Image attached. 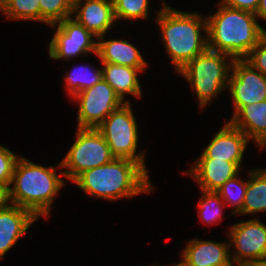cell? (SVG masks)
I'll return each instance as SVG.
<instances>
[{
  "mask_svg": "<svg viewBox=\"0 0 266 266\" xmlns=\"http://www.w3.org/2000/svg\"><path fill=\"white\" fill-rule=\"evenodd\" d=\"M148 176L147 170L139 163L127 158H114L107 164L82 172L73 182L92 197L114 201L152 192Z\"/></svg>",
  "mask_w": 266,
  "mask_h": 266,
  "instance_id": "1",
  "label": "cell"
},
{
  "mask_svg": "<svg viewBox=\"0 0 266 266\" xmlns=\"http://www.w3.org/2000/svg\"><path fill=\"white\" fill-rule=\"evenodd\" d=\"M215 14L207 16L208 49L244 59L266 30L255 13L219 4Z\"/></svg>",
  "mask_w": 266,
  "mask_h": 266,
  "instance_id": "2",
  "label": "cell"
},
{
  "mask_svg": "<svg viewBox=\"0 0 266 266\" xmlns=\"http://www.w3.org/2000/svg\"><path fill=\"white\" fill-rule=\"evenodd\" d=\"M230 244L193 239L188 241L177 266H234Z\"/></svg>",
  "mask_w": 266,
  "mask_h": 266,
  "instance_id": "14",
  "label": "cell"
},
{
  "mask_svg": "<svg viewBox=\"0 0 266 266\" xmlns=\"http://www.w3.org/2000/svg\"><path fill=\"white\" fill-rule=\"evenodd\" d=\"M241 214L266 212V168L251 169Z\"/></svg>",
  "mask_w": 266,
  "mask_h": 266,
  "instance_id": "20",
  "label": "cell"
},
{
  "mask_svg": "<svg viewBox=\"0 0 266 266\" xmlns=\"http://www.w3.org/2000/svg\"><path fill=\"white\" fill-rule=\"evenodd\" d=\"M50 26H57L56 33L49 43L50 58L59 60L97 53L95 36L72 17Z\"/></svg>",
  "mask_w": 266,
  "mask_h": 266,
  "instance_id": "10",
  "label": "cell"
},
{
  "mask_svg": "<svg viewBox=\"0 0 266 266\" xmlns=\"http://www.w3.org/2000/svg\"><path fill=\"white\" fill-rule=\"evenodd\" d=\"M253 68L266 76V33L244 58Z\"/></svg>",
  "mask_w": 266,
  "mask_h": 266,
  "instance_id": "28",
  "label": "cell"
},
{
  "mask_svg": "<svg viewBox=\"0 0 266 266\" xmlns=\"http://www.w3.org/2000/svg\"><path fill=\"white\" fill-rule=\"evenodd\" d=\"M240 168L236 163L226 160L198 158L184 174L193 176L201 190L216 192L227 180L239 175Z\"/></svg>",
  "mask_w": 266,
  "mask_h": 266,
  "instance_id": "15",
  "label": "cell"
},
{
  "mask_svg": "<svg viewBox=\"0 0 266 266\" xmlns=\"http://www.w3.org/2000/svg\"><path fill=\"white\" fill-rule=\"evenodd\" d=\"M228 90L233 99L234 116L243 106L266 100V76L244 59H234Z\"/></svg>",
  "mask_w": 266,
  "mask_h": 266,
  "instance_id": "11",
  "label": "cell"
},
{
  "mask_svg": "<svg viewBox=\"0 0 266 266\" xmlns=\"http://www.w3.org/2000/svg\"><path fill=\"white\" fill-rule=\"evenodd\" d=\"M260 0H222L221 4L235 9L256 13Z\"/></svg>",
  "mask_w": 266,
  "mask_h": 266,
  "instance_id": "29",
  "label": "cell"
},
{
  "mask_svg": "<svg viewBox=\"0 0 266 266\" xmlns=\"http://www.w3.org/2000/svg\"><path fill=\"white\" fill-rule=\"evenodd\" d=\"M248 142V137L227 121L199 158L226 160L234 162L240 167Z\"/></svg>",
  "mask_w": 266,
  "mask_h": 266,
  "instance_id": "12",
  "label": "cell"
},
{
  "mask_svg": "<svg viewBox=\"0 0 266 266\" xmlns=\"http://www.w3.org/2000/svg\"><path fill=\"white\" fill-rule=\"evenodd\" d=\"M40 0H9L1 12L7 19L35 20L40 22Z\"/></svg>",
  "mask_w": 266,
  "mask_h": 266,
  "instance_id": "24",
  "label": "cell"
},
{
  "mask_svg": "<svg viewBox=\"0 0 266 266\" xmlns=\"http://www.w3.org/2000/svg\"><path fill=\"white\" fill-rule=\"evenodd\" d=\"M201 201L198 202L199 216L207 225L217 223L223 219L222 211L225 203L215 191L201 190Z\"/></svg>",
  "mask_w": 266,
  "mask_h": 266,
  "instance_id": "25",
  "label": "cell"
},
{
  "mask_svg": "<svg viewBox=\"0 0 266 266\" xmlns=\"http://www.w3.org/2000/svg\"><path fill=\"white\" fill-rule=\"evenodd\" d=\"M55 167L35 164L25 157L16 161L9 187L10 204L31 211L37 218L49 216L55 195L64 186Z\"/></svg>",
  "mask_w": 266,
  "mask_h": 266,
  "instance_id": "4",
  "label": "cell"
},
{
  "mask_svg": "<svg viewBox=\"0 0 266 266\" xmlns=\"http://www.w3.org/2000/svg\"><path fill=\"white\" fill-rule=\"evenodd\" d=\"M230 228V248L234 244L236 249L230 255L234 266H254L266 258V225L263 222L251 219Z\"/></svg>",
  "mask_w": 266,
  "mask_h": 266,
  "instance_id": "9",
  "label": "cell"
},
{
  "mask_svg": "<svg viewBox=\"0 0 266 266\" xmlns=\"http://www.w3.org/2000/svg\"><path fill=\"white\" fill-rule=\"evenodd\" d=\"M18 156L11 152L8 148L0 144V184L8 188L13 176L14 167Z\"/></svg>",
  "mask_w": 266,
  "mask_h": 266,
  "instance_id": "27",
  "label": "cell"
},
{
  "mask_svg": "<svg viewBox=\"0 0 266 266\" xmlns=\"http://www.w3.org/2000/svg\"><path fill=\"white\" fill-rule=\"evenodd\" d=\"M233 60L228 54L207 49L178 71L195 90L202 109L228 88Z\"/></svg>",
  "mask_w": 266,
  "mask_h": 266,
  "instance_id": "5",
  "label": "cell"
},
{
  "mask_svg": "<svg viewBox=\"0 0 266 266\" xmlns=\"http://www.w3.org/2000/svg\"><path fill=\"white\" fill-rule=\"evenodd\" d=\"M10 203L9 189L5 185L0 184V209L7 207Z\"/></svg>",
  "mask_w": 266,
  "mask_h": 266,
  "instance_id": "30",
  "label": "cell"
},
{
  "mask_svg": "<svg viewBox=\"0 0 266 266\" xmlns=\"http://www.w3.org/2000/svg\"><path fill=\"white\" fill-rule=\"evenodd\" d=\"M257 18L266 20V0H260L258 9L255 13Z\"/></svg>",
  "mask_w": 266,
  "mask_h": 266,
  "instance_id": "31",
  "label": "cell"
},
{
  "mask_svg": "<svg viewBox=\"0 0 266 266\" xmlns=\"http://www.w3.org/2000/svg\"><path fill=\"white\" fill-rule=\"evenodd\" d=\"M8 1H9V0H0V11H1L3 5H4L6 2H8Z\"/></svg>",
  "mask_w": 266,
  "mask_h": 266,
  "instance_id": "33",
  "label": "cell"
},
{
  "mask_svg": "<svg viewBox=\"0 0 266 266\" xmlns=\"http://www.w3.org/2000/svg\"><path fill=\"white\" fill-rule=\"evenodd\" d=\"M102 78L114 89L116 94L124 101L125 94H131L141 98V85L138 74L141 72L138 68L117 65L112 63H102Z\"/></svg>",
  "mask_w": 266,
  "mask_h": 266,
  "instance_id": "19",
  "label": "cell"
},
{
  "mask_svg": "<svg viewBox=\"0 0 266 266\" xmlns=\"http://www.w3.org/2000/svg\"><path fill=\"white\" fill-rule=\"evenodd\" d=\"M162 4L161 10L157 11L156 22L161 29L165 49L178 72L208 49L207 19L196 12L171 8L165 1ZM201 29L205 31V37L201 34Z\"/></svg>",
  "mask_w": 266,
  "mask_h": 266,
  "instance_id": "3",
  "label": "cell"
},
{
  "mask_svg": "<svg viewBox=\"0 0 266 266\" xmlns=\"http://www.w3.org/2000/svg\"><path fill=\"white\" fill-rule=\"evenodd\" d=\"M72 14H75L74 19L91 32L96 40L104 37L116 21L112 0H73Z\"/></svg>",
  "mask_w": 266,
  "mask_h": 266,
  "instance_id": "13",
  "label": "cell"
},
{
  "mask_svg": "<svg viewBox=\"0 0 266 266\" xmlns=\"http://www.w3.org/2000/svg\"><path fill=\"white\" fill-rule=\"evenodd\" d=\"M130 103H124L111 112L96 128L105 138L115 158H127L139 163L145 170L144 151L136 154L138 126Z\"/></svg>",
  "mask_w": 266,
  "mask_h": 266,
  "instance_id": "7",
  "label": "cell"
},
{
  "mask_svg": "<svg viewBox=\"0 0 266 266\" xmlns=\"http://www.w3.org/2000/svg\"><path fill=\"white\" fill-rule=\"evenodd\" d=\"M254 266H266V258L261 260L260 262L256 263Z\"/></svg>",
  "mask_w": 266,
  "mask_h": 266,
  "instance_id": "32",
  "label": "cell"
},
{
  "mask_svg": "<svg viewBox=\"0 0 266 266\" xmlns=\"http://www.w3.org/2000/svg\"><path fill=\"white\" fill-rule=\"evenodd\" d=\"M73 99L79 101L78 128H97L125 103L103 78L91 88L75 94Z\"/></svg>",
  "mask_w": 266,
  "mask_h": 266,
  "instance_id": "8",
  "label": "cell"
},
{
  "mask_svg": "<svg viewBox=\"0 0 266 266\" xmlns=\"http://www.w3.org/2000/svg\"><path fill=\"white\" fill-rule=\"evenodd\" d=\"M229 122L256 141L260 149L266 147V100L243 106Z\"/></svg>",
  "mask_w": 266,
  "mask_h": 266,
  "instance_id": "18",
  "label": "cell"
},
{
  "mask_svg": "<svg viewBox=\"0 0 266 266\" xmlns=\"http://www.w3.org/2000/svg\"><path fill=\"white\" fill-rule=\"evenodd\" d=\"M69 71L65 76V84L71 97L91 88L102 79V69L92 70L91 66L81 65Z\"/></svg>",
  "mask_w": 266,
  "mask_h": 266,
  "instance_id": "21",
  "label": "cell"
},
{
  "mask_svg": "<svg viewBox=\"0 0 266 266\" xmlns=\"http://www.w3.org/2000/svg\"><path fill=\"white\" fill-rule=\"evenodd\" d=\"M114 15L118 19H148L149 0H112Z\"/></svg>",
  "mask_w": 266,
  "mask_h": 266,
  "instance_id": "26",
  "label": "cell"
},
{
  "mask_svg": "<svg viewBox=\"0 0 266 266\" xmlns=\"http://www.w3.org/2000/svg\"><path fill=\"white\" fill-rule=\"evenodd\" d=\"M114 158L105 138L96 128H77L76 140L57 168L61 170V176L73 181L82 172L107 164Z\"/></svg>",
  "mask_w": 266,
  "mask_h": 266,
  "instance_id": "6",
  "label": "cell"
},
{
  "mask_svg": "<svg viewBox=\"0 0 266 266\" xmlns=\"http://www.w3.org/2000/svg\"><path fill=\"white\" fill-rule=\"evenodd\" d=\"M97 53L101 63H112L133 68L141 71L147 66L140 51L127 40H105L103 36L97 38Z\"/></svg>",
  "mask_w": 266,
  "mask_h": 266,
  "instance_id": "17",
  "label": "cell"
},
{
  "mask_svg": "<svg viewBox=\"0 0 266 266\" xmlns=\"http://www.w3.org/2000/svg\"><path fill=\"white\" fill-rule=\"evenodd\" d=\"M40 22L56 24L73 14V0H40Z\"/></svg>",
  "mask_w": 266,
  "mask_h": 266,
  "instance_id": "23",
  "label": "cell"
},
{
  "mask_svg": "<svg viewBox=\"0 0 266 266\" xmlns=\"http://www.w3.org/2000/svg\"><path fill=\"white\" fill-rule=\"evenodd\" d=\"M36 220L31 211L17 205L0 209V260Z\"/></svg>",
  "mask_w": 266,
  "mask_h": 266,
  "instance_id": "16",
  "label": "cell"
},
{
  "mask_svg": "<svg viewBox=\"0 0 266 266\" xmlns=\"http://www.w3.org/2000/svg\"><path fill=\"white\" fill-rule=\"evenodd\" d=\"M247 189V181H242L238 175L234 178L227 180L216 193L221 197L223 202L232 206L234 209L231 211L232 215L239 214L242 211L244 197Z\"/></svg>",
  "mask_w": 266,
  "mask_h": 266,
  "instance_id": "22",
  "label": "cell"
}]
</instances>
